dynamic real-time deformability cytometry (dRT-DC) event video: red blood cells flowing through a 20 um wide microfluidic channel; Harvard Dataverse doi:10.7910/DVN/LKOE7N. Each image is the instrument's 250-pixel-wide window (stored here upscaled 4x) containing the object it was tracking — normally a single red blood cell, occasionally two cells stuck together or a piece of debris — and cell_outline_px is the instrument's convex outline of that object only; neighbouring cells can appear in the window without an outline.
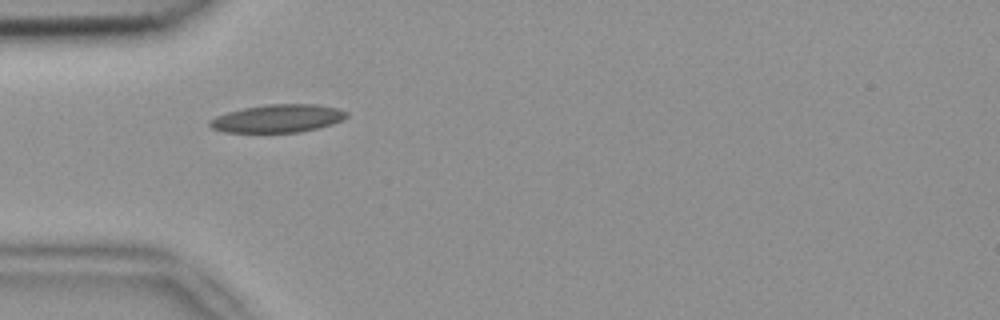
{"species": "common noctule bat (a hibernating species)", "species_latin": "Nyctalus noctula", "temperature_condition": "room temperature", "stored_images_in_passage": 37, "camera_frame_rate_fps": 3000, "um_per_image_px": 0.085, "animal": {"sex": "female", "body_mass_g": 18.4}, "frame": {"image": 1, "passage_image": 1, "time_ms": 0.0, "image_size_px": [1000, 320], "cell_outline_px": [[348, 116], [344, 120], [320, 128], [300, 132], [224, 132], [212, 128], [208, 124], [208, 120], [216, 116], [228, 112], [244, 108], [268, 104], [316, 104], [336, 108], [348, 112]], "centroid_in_image_um": [23.63, 10.07], "position_along_channel_um": 61.4, "area_um2": 22.37}}
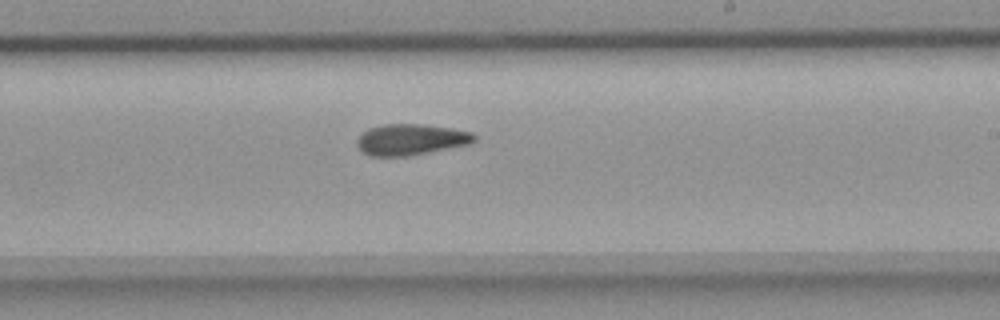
{"frame": {"image": 2, "passage_image": 16, "time_ms": 5.0, "image_size_px": [1000, 320], "cell_outline_px": [[476, 140], [472, 144], [428, 152], [404, 156], [368, 156], [356, 144], [356, 140], [368, 128], [384, 124], [424, 124], [452, 128], [472, 132], [476, 136]], "centroid_in_image_um": [34.95, 11.85], "position_along_channel_um": 254.0, "area_um2": 21.27}}
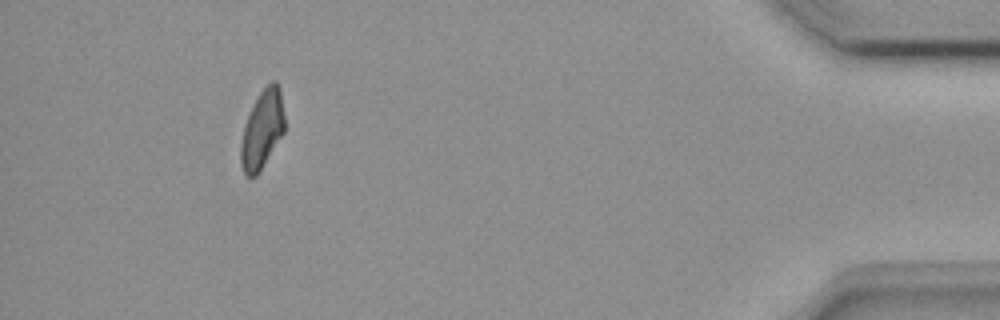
{"frame": {"image": 3, "passage_image": 33, "time_ms": 10.667, "image_size_px": [1000, 320], "cell_outline_px": [[284, 132], [260, 172], [256, 176], [244, 176], [240, 164], [240, 144], [244, 124], [260, 92], [272, 80], [276, 80], [280, 88], [284, 116]], "centroid_in_image_um": [22.27, 11.05], "position_along_channel_um": 412.9, "area_um2": 20.06}, "authors_computed_cell_mechanics": {"area_um2": 20.8658, "velocity_mm_per_s": 3.9039, "shape_relaxation_time_tau1_ms": 10.1303, "shape_relaxation_time_tau2_ms": 4.7206, "deformation_change_tau1": 0.2059, "deformation_change_tau2": 0.1189}}